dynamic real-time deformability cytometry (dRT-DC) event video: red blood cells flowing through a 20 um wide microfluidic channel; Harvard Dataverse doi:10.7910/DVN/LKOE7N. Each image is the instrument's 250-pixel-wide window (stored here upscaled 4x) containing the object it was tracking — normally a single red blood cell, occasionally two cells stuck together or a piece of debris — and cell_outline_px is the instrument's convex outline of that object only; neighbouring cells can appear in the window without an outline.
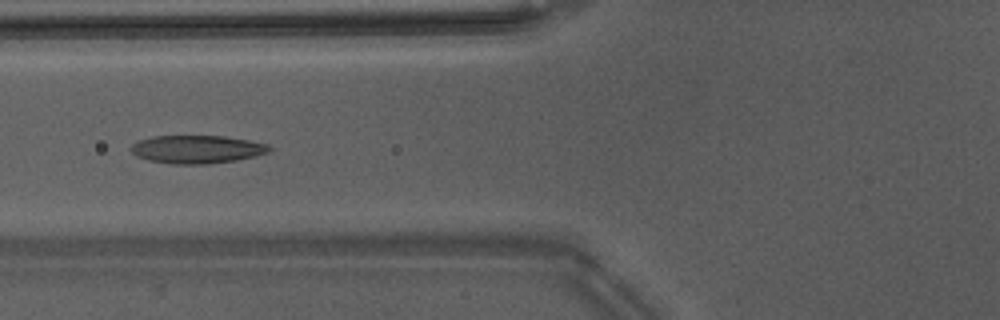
{"species": "Egyptian fruit bat (a non-hibernating species)", "species_latin": "Rousettus aegyptiacus", "temperature_condition": "warm", "stored_images_in_passage": 35, "camera_frame_rate_fps": 3000, "um_per_image_px": 0.085, "animal": {"sex": "male"}, "frame": {"image": 1, "passage_image": 6, "time_ms": 1.667, "image_size_px": [1000, 320], "cell_outline_px": [[272, 148], [268, 152], [256, 156], [236, 160], [208, 164], [172, 164], [148, 160], [136, 156], [132, 152], [132, 144], [140, 140], [152, 136], [224, 136], [248, 140], [268, 144]], "centroid_in_image_um": [16.75, 12.69], "position_along_channel_um": 109.0, "area_um2": 22.6}}
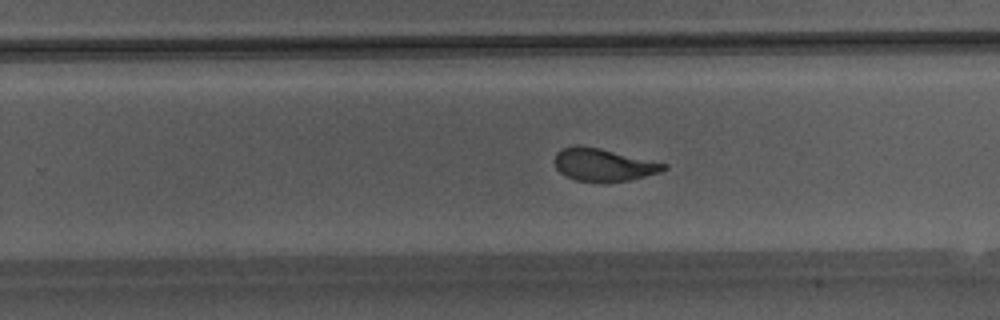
{"frame": {"image": 2, "passage_image": 18, "time_ms": 5.667, "image_size_px": [1000, 320], "cell_outline_px": [[668, 168], [660, 172], [632, 180], [604, 184], [576, 180], [560, 172], [556, 168], [552, 160], [556, 152], [564, 148], [576, 144], [600, 148], [668, 164]], "centroid_in_image_um": [51.28, 14.03], "position_along_channel_um": 278.5, "area_um2": 21.27}}
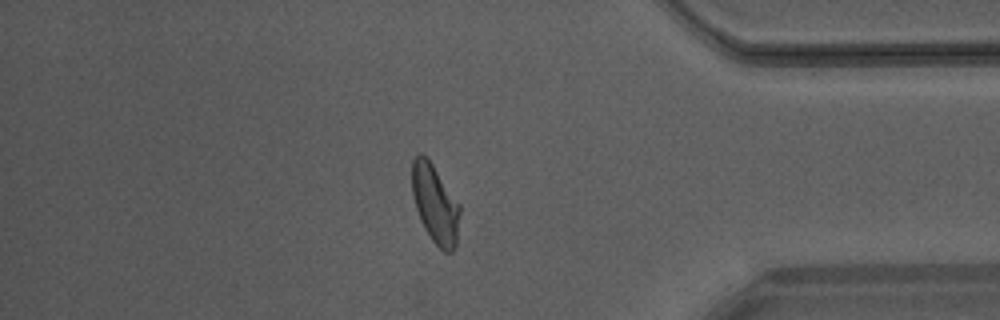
{"frame": {"image": 3, "passage_image": 28, "time_ms": 9.0, "image_size_px": [1000, 320], "cell_outline_px": [[460, 212], [456, 244], [452, 252], [444, 252], [432, 240], [424, 228], [420, 220], [412, 196], [412, 160], [420, 152], [432, 164], [460, 204]], "centroid_in_image_um": [36.98, 17.35], "position_along_channel_um": 398.2, "area_um2": 21.73}, "authors_computed_cell_mechanics": {"area_um2": 21.6172, "velocity_mm_per_s": 4.236, "shape_relaxation_time_tau1_ms": 3.7599, "shape_relaxation_time_tau2_ms": 0.9685, "deformation_change_tau1": 0.168, "deformation_change_tau2": 0.0726}}